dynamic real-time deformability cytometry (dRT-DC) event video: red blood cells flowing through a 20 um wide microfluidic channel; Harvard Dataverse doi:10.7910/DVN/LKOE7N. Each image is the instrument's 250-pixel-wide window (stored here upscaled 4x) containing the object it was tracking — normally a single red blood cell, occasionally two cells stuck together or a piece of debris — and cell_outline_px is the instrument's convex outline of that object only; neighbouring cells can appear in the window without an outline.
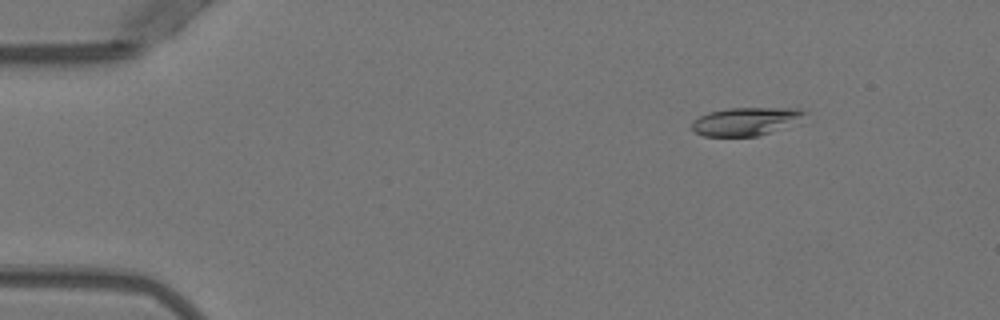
{"species": "Egyptian fruit bat (a non-hibernating species)", "species_latin": "Rousettus aegyptiacus", "temperature_condition": "warm", "stored_images_in_passage": 15, "camera_frame_rate_fps": 3000, "um_per_image_px": 0.085, "animal": {"sex": "female"}, "frame": {"image": 1, "passage_image": 7, "time_ms": 2.0, "image_size_px": [1000, 320], "cell_outline_px": [[808, 112], [768, 132], [756, 136], [704, 136], [696, 132], [692, 128], [692, 124], [700, 116], [708, 112], [728, 108], [800, 108]], "centroid_in_image_um": [63.25, 10.3], "position_along_channel_um": 21.7, "area_um2": 17.51}}